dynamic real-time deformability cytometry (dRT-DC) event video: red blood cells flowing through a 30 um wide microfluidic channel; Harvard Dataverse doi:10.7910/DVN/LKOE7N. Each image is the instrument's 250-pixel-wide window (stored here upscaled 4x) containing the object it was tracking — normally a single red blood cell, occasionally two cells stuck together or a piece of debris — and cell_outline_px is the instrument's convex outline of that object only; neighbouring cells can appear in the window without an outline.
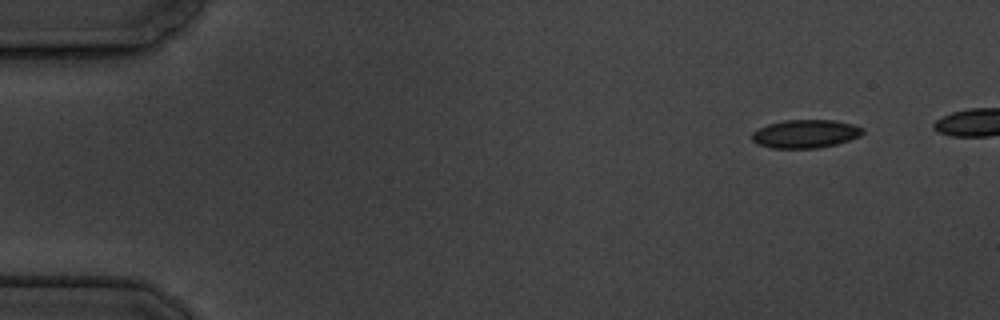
{"species": "common noctule bat (a hibernating species)", "species_latin": "Nyctalus noctula", "temperature_condition": "cold", "stored_images_in_passage": 5, "camera_frame_rate_fps": 3000, "um_per_image_px": 0.085, "animal": {"sex": "male", "body_mass_g": 19.5, "forearm_length_mm": 54.6}, "frame": {"image": 1, "passage_image": 1, "time_ms": 0.0, "image_size_px": [1000, 320], "cell_outline_px": [[864, 132], [860, 136], [836, 144], [816, 148], [772, 148], [760, 144], [752, 140], [752, 132], [768, 124], [784, 120], [836, 120], [852, 124], [864, 128]], "centroid_in_image_um": [68.48, 11.36], "position_along_channel_um": 16.5, "area_um2": 18.15}}
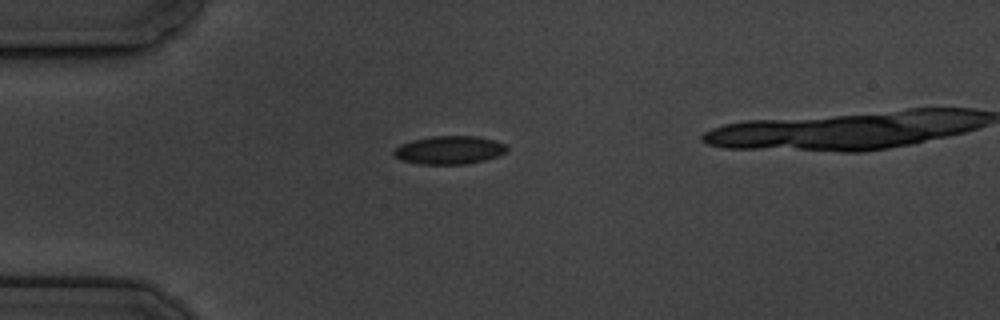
{"frame": {"image": 2, "passage_image": 4, "time_ms": 3.333, "image_size_px": [1000, 320], "cell_outline_px": [[508, 148], [504, 152], [496, 156], [484, 160], [464, 164], [416, 164], [400, 160], [392, 156], [392, 152], [400, 144], [412, 140], [432, 136], [476, 136], [496, 140], [504, 144]], "centroid_in_image_um": [38.13, 12.75], "position_along_channel_um": 46.9, "area_um2": 18.67}}